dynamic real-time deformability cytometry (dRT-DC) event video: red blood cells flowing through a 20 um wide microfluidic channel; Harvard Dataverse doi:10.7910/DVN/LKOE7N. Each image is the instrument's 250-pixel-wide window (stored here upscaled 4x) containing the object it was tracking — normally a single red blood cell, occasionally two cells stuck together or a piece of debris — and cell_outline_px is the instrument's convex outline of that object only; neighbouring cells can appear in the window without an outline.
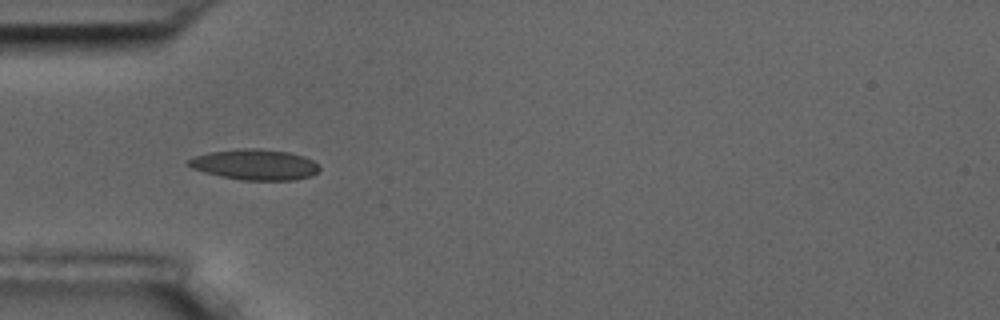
{"species": "common noctule bat (a hibernating species)", "species_latin": "Nyctalus noctula", "temperature_condition": "room temperature", "stored_images_in_passage": 5, "camera_frame_rate_fps": 3000, "um_per_image_px": 0.085, "animal": {"sex": "male", "body_mass_g": 17.5, "forearm_length_mm": 52.3}, "frame": {"image": 1, "passage_image": 4, "time_ms": 4.667, "image_size_px": [1000, 320], "cell_outline_px": [[320, 168], [312, 176], [292, 180], [240, 180], [220, 176], [204, 172], [192, 168], [184, 164], [188, 160], [196, 156], [208, 152], [240, 148], [256, 148], [288, 152], [304, 156], [312, 160]], "centroid_in_image_um": [21.63, 13.99], "position_along_channel_um": 63.4, "area_um2": 23.41}}